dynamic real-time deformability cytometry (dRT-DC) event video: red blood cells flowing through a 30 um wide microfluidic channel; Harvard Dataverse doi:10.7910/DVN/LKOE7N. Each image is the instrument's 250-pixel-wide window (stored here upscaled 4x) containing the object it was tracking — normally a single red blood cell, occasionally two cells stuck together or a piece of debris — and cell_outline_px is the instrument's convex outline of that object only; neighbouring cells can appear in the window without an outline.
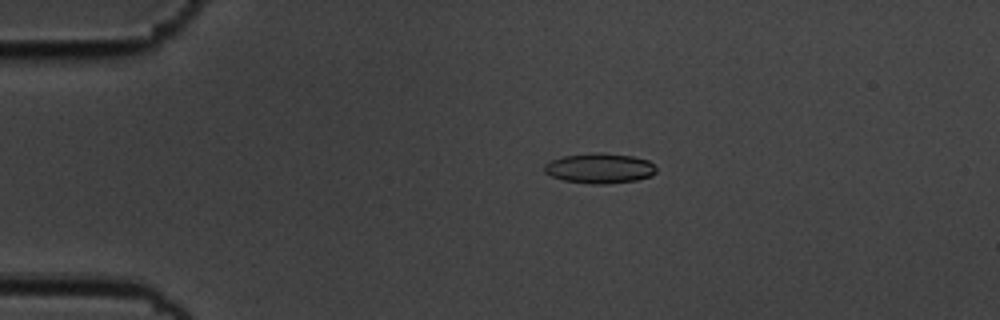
{"species": "common noctule bat (a hibernating species)", "species_latin": "Nyctalus noctula", "temperature_condition": "cold", "stored_images_in_passage": 46, "camera_frame_rate_fps": 3000, "um_per_image_px": 0.085, "animal": {"sex": "male", "body_mass_g": 19.5, "forearm_length_mm": 54.6}, "frame": {"image": 1, "passage_image": 2, "time_ms": 0.333, "image_size_px": [1000, 320], "cell_outline_px": [[656, 172], [652, 176], [636, 180], [604, 184], [592, 184], [564, 180], [552, 176], [544, 172], [544, 164], [552, 160], [564, 156], [592, 152], [600, 152], [632, 156], [648, 160], [656, 168]], "centroid_in_image_um": [50.97, 14.3], "position_along_channel_um": 34.0, "area_um2": 19.59}}
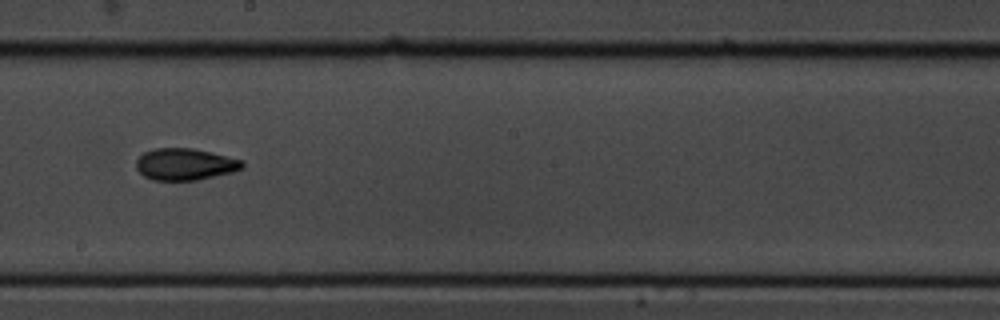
{"frame": {"image": 2, "passage_image": 22, "time_ms": 7.0, "image_size_px": [1000, 320], "cell_outline_px": [[244, 168], [232, 172], [196, 180], [152, 180], [144, 176], [136, 168], [136, 160], [144, 152], [156, 148], [192, 148], [212, 152], [244, 160]], "centroid_in_image_um": [15.75, 13.95], "position_along_channel_um": 232.5, "area_um2": 19.71}}
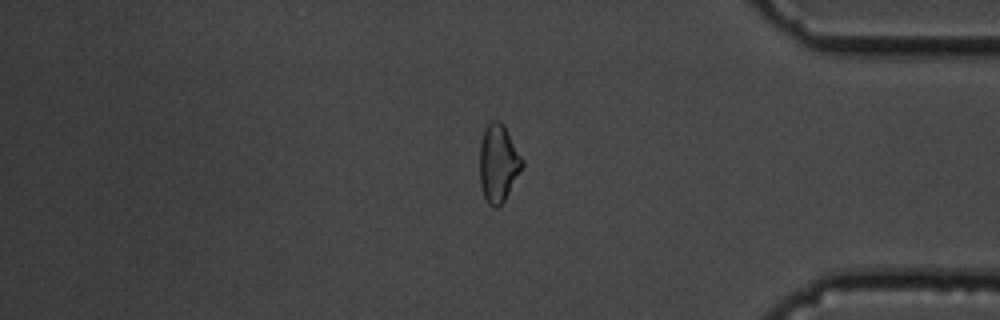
{"frame": {"image": 3, "passage_image": 37, "time_ms": 12.0, "image_size_px": [1000, 320], "cell_outline_px": [[524, 164], [504, 200], [496, 208], [488, 204], [484, 196], [480, 184], [480, 144], [484, 128], [492, 120], [500, 120], [504, 124], [524, 160]], "centroid_in_image_um": [42.35, 13.83], "position_along_channel_um": 392.8, "area_um2": 19.19}, "authors_computed_cell_mechanics": {"area_um2": 19.5075, "velocity_mm_per_s": 3.6512, "shape_relaxation_time_tau1_ms": 5.1036, "shape_relaxation_time_tau2_ms": 3.1324, "deformation_change_tau1": 0.1329, "deformation_change_tau2": 0.0933}}